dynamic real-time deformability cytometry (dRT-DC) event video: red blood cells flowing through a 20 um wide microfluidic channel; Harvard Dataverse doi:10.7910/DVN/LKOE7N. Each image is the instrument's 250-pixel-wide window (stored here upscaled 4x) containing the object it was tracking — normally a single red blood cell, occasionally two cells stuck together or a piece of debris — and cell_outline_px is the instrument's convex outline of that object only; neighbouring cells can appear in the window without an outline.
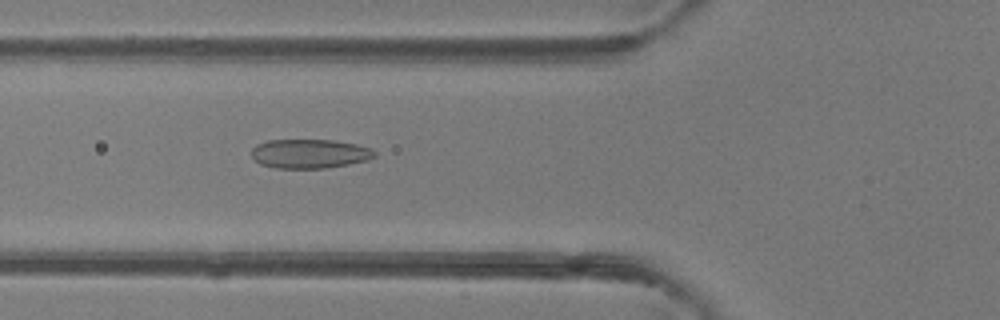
{"species": "common noctule bat (a hibernating species)", "species_latin": "Nyctalus noctula", "temperature_condition": "room temperature", "stored_images_in_passage": 37, "camera_frame_rate_fps": 3000, "um_per_image_px": 0.085, "animal": {"sex": "female"}, "frame": {"image": 1, "passage_image": 6, "time_ms": 1.667, "image_size_px": [1000, 320], "cell_outline_px": [[376, 156], [368, 160], [348, 164], [324, 168], [276, 168], [260, 164], [252, 156], [252, 148], [256, 144], [268, 140], [336, 140], [356, 144], [372, 148], [376, 152]], "centroid_in_image_um": [26.34, 13.06], "position_along_channel_um": 99.5, "area_um2": 20.98}}
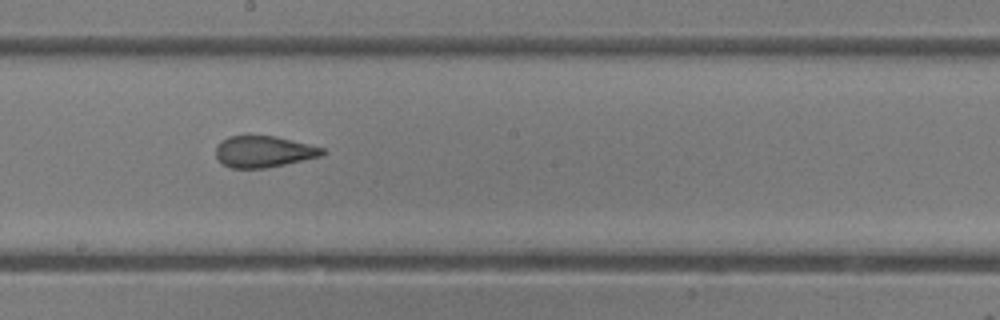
{"frame": {"image": 2, "passage_image": 15, "time_ms": 4.667, "image_size_px": [1000, 320], "cell_outline_px": [[328, 152], [320, 156], [284, 164], [264, 168], [232, 168], [224, 164], [216, 156], [216, 144], [220, 140], [228, 136], [276, 136], [324, 148]], "centroid_in_image_um": [22.4, 12.87], "position_along_channel_um": 225.8, "area_um2": 19.36}}
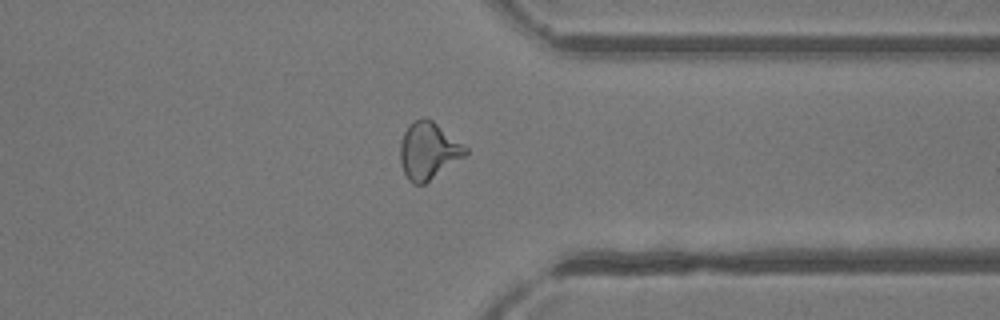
{"frame": {"image": 3, "passage_image": 26, "time_ms": 8.333, "image_size_px": [1000, 320], "cell_outline_px": [[468, 152], [464, 156], [424, 184], [412, 184], [408, 180], [400, 164], [400, 140], [408, 124], [420, 116], [424, 116], [432, 120], [468, 148]], "centroid_in_image_um": [36.37, 12.79], "position_along_channel_um": 375.0, "area_um2": 21.68}, "authors_computed_cell_mechanics": {"area_um2": 20.9814, "velocity_mm_per_s": 4.1814, "shape_relaxation_time_tau1_ms": 5.4722, "shape_relaxation_time_tau2_ms": 1.3302, "deformation_change_tau1": 0.1591, "deformation_change_tau2": 0.0761}}